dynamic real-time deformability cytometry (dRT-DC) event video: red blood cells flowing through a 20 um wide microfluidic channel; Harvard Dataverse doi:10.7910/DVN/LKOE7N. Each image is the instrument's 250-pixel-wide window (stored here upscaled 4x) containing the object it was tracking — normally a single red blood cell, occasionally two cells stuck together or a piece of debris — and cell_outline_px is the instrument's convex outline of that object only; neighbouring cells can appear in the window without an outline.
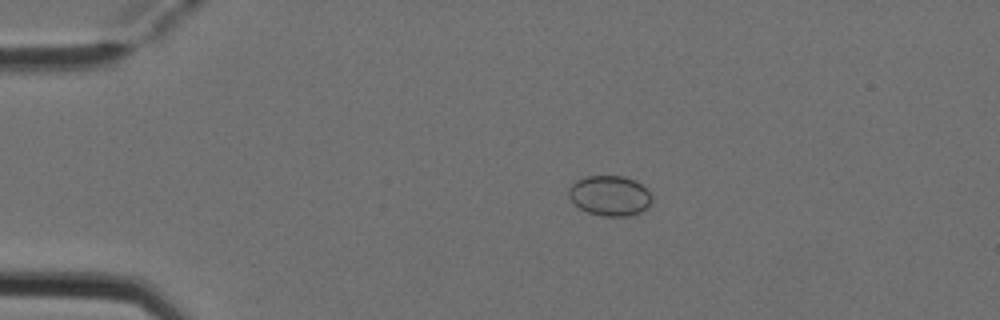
{"species": "Egyptian fruit bat (a non-hibernating species)", "species_latin": "Rousettus aegyptiacus", "temperature_condition": "cold", "stored_images_in_passage": 3, "camera_frame_rate_fps": 3000, "um_per_image_px": 0.085, "animal": {"sex": "female"}, "frame": {"image": 1, "passage_image": 2, "time_ms": 0.333, "image_size_px": [1000, 320], "cell_outline_px": [[652, 204], [640, 212], [628, 216], [604, 216], [588, 212], [580, 208], [568, 196], [568, 188], [576, 180], [588, 176], [624, 176], [636, 180], [652, 196]], "centroid_in_image_um": [51.84, 16.63], "position_along_channel_um": 33.2, "area_um2": 19.42}}